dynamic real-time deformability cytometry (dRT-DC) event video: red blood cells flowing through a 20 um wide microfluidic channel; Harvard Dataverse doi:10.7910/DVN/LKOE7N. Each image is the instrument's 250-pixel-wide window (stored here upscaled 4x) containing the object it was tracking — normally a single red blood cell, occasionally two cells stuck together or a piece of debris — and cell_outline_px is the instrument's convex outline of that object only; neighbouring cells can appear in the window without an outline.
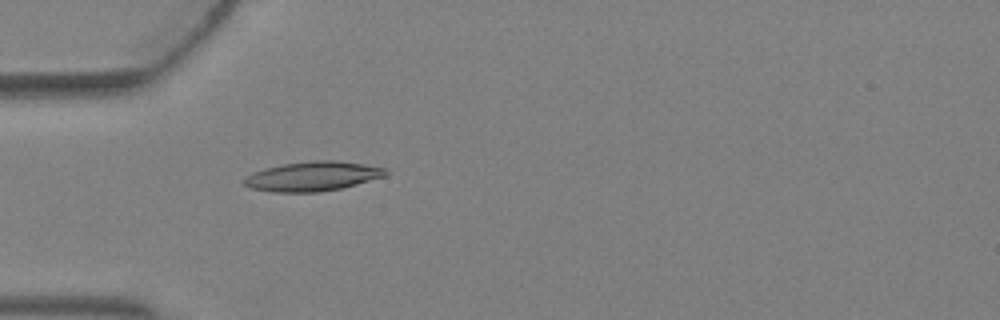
{"species": "Egyptian fruit bat (a non-hibernating species)", "species_latin": "Rousettus aegyptiacus", "temperature_condition": "warm", "stored_images_in_passage": 3, "camera_frame_rate_fps": 3000, "um_per_image_px": 0.085, "animal": {"sex": "female"}, "frame": {"image": 1, "passage_image": 3, "time_ms": 0.667, "image_size_px": [1000, 320], "cell_outline_px": [[388, 176], [340, 188], [320, 192], [272, 192], [252, 188], [244, 184], [240, 180], [244, 176], [252, 172], [284, 164], [312, 160], [332, 160], [364, 164], [384, 168], [388, 172]], "centroid_in_image_um": [26.56, 14.99], "position_along_channel_um": 58.4, "area_um2": 24.33}}